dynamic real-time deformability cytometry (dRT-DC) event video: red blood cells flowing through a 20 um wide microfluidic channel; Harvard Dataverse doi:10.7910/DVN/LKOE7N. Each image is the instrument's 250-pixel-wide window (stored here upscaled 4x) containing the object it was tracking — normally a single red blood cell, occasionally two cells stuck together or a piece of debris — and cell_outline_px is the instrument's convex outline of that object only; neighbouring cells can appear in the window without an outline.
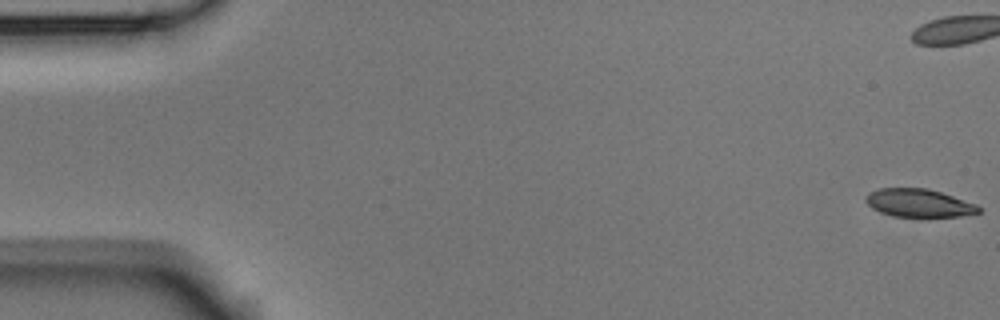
{"species": "Egyptian fruit bat (a non-hibernating species)", "species_latin": "Rousettus aegyptiacus", "temperature_condition": "room temperature", "stored_images_in_passage": 6, "camera_frame_rate_fps": 3000, "um_per_image_px": 0.085, "animal": {"sex": "male"}, "frame": {"image": 1, "passage_image": 1, "time_ms": 0.0, "image_size_px": [1000, 320], "cell_outline_px": [[980, 212], [960, 216], [892, 216], [880, 212], [872, 208], [864, 200], [864, 196], [868, 192], [876, 188], [928, 188], [976, 204], [980, 208]], "centroid_in_image_um": [78.03, 17.24], "position_along_channel_um": 7.0, "area_um2": 18.38}}
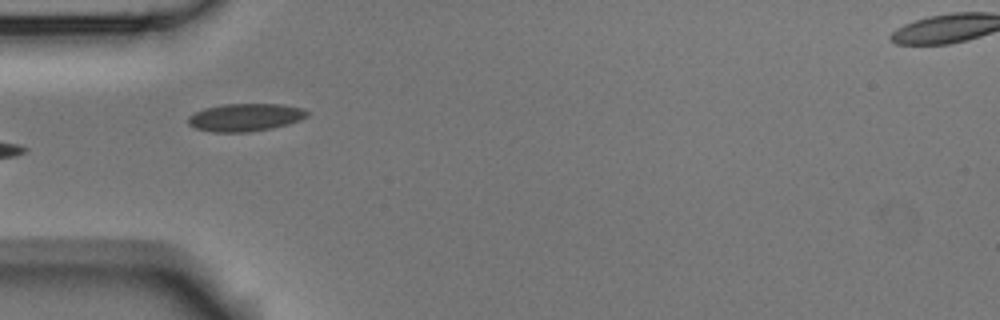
{"frame": {"image": 2, "passage_image": 6, "time_ms": 1.667, "image_size_px": [1000, 320], "cell_outline_px": [[308, 116], [300, 120], [288, 124], [272, 128], [248, 132], [212, 132], [196, 128], [188, 124], [188, 116], [204, 108], [224, 104], [280, 104], [304, 108], [308, 112]], "centroid_in_image_um": [20.86, 9.97], "position_along_channel_um": 64.1, "area_um2": 19.25}}